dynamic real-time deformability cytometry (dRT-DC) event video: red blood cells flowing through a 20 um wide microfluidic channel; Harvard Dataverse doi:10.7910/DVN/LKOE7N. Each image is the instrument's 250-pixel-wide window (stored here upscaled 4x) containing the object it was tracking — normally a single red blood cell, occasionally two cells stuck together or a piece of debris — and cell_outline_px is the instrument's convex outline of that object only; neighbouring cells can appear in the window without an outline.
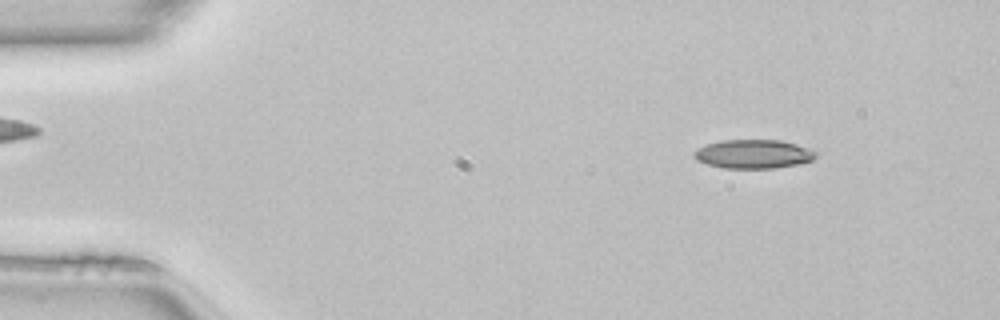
{"species": "common noctule bat (a hibernating species)", "species_latin": "Nyctalus noctula", "temperature_condition": "room temperature", "stored_images_in_passage": 49, "camera_frame_rate_fps": 3000, "um_per_image_px": 0.085, "animal": {"sex": "female", "body_mass_g": 22.7, "forearm_length_mm": 54.2}, "frame": {"image": 1, "passage_image": 6, "time_ms": 1.667, "image_size_px": [1000, 320], "cell_outline_px": [[820, 152], [812, 160], [796, 164], [776, 168], [724, 168], [708, 164], [696, 160], [692, 156], [692, 152], [708, 144], [720, 140], [780, 140], [812, 148]], "centroid_in_image_um": [64.07, 13.09], "position_along_channel_um": 20.9, "area_um2": 20.58}}
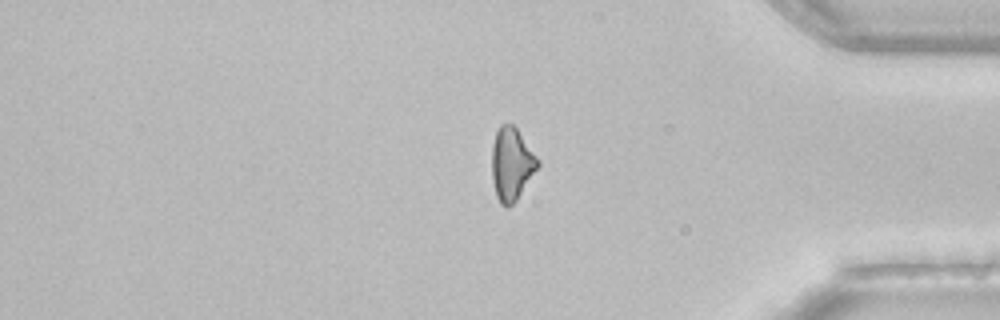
{"frame": {"image": 2, "passage_image": 41, "time_ms": 13.333, "image_size_px": [1000, 320], "cell_outline_px": [[540, 164], [516, 200], [508, 208], [504, 208], [500, 204], [496, 196], [492, 180], [492, 144], [496, 132], [500, 124], [512, 124], [516, 128], [540, 160]], "centroid_in_image_um": [43.47, 13.96], "position_along_channel_um": 391.7, "area_um2": 19.48}}
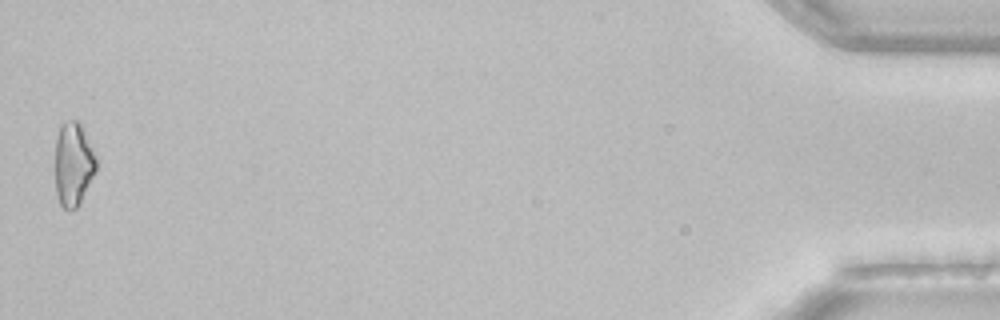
{"frame": {"image": 3, "passage_image": 49, "time_ms": 16.0, "image_size_px": [1000, 320], "cell_outline_px": [[96, 172], [80, 204], [76, 208], [68, 212], [60, 204], [56, 196], [56, 136], [60, 124], [64, 120], [76, 120], [80, 124], [96, 156]], "centroid_in_image_um": [6.23, 13.98], "position_along_channel_um": 429.0, "area_um2": 20.23}}